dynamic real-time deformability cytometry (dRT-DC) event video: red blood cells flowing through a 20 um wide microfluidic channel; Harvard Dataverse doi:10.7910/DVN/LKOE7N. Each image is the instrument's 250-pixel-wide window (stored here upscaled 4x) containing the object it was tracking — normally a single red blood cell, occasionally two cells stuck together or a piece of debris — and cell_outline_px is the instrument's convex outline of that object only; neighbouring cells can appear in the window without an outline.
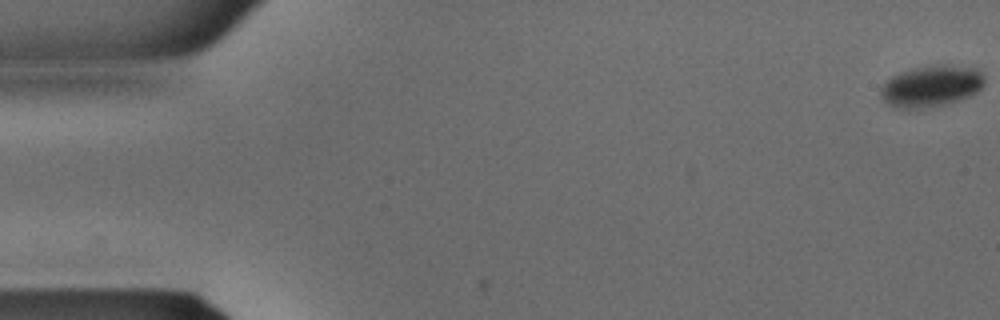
{"species": "common noctule bat (a hibernating species)", "species_latin": "Nyctalus noctula", "temperature_condition": "warm", "stored_images_in_passage": 3, "camera_frame_rate_fps": 3000, "um_per_image_px": 0.085, "animal": {"sex": "male", "body_mass_g": 15.6}, "frame": {"image": 1, "passage_image": 1, "time_ms": 0.0, "image_size_px": [1000, 320], "cell_outline_px": [[984, 84], [972, 96], [960, 100], [944, 104], [920, 108], [896, 108], [888, 104], [880, 96], [880, 88], [892, 76], [900, 72], [916, 68], [944, 64], [980, 68], [984, 72]], "centroid_in_image_um": [79.2, 7.31], "position_along_channel_um": 5.8, "area_um2": 25.09}}